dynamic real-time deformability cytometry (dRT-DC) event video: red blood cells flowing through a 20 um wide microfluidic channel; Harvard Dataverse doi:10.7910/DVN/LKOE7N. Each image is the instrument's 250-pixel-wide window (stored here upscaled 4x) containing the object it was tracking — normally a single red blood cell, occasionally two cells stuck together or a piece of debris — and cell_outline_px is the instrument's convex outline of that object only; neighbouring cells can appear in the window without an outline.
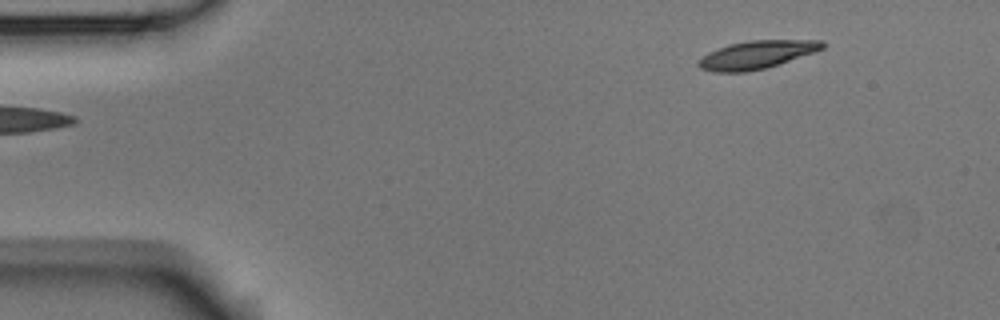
{"species": "Egyptian fruit bat (a non-hibernating species)", "species_latin": "Rousettus aegyptiacus", "temperature_condition": "room temperature", "stored_images_in_passage": 3, "camera_frame_rate_fps": 3000, "um_per_image_px": 0.085, "animal": {"sex": "male"}, "frame": {"image": 1, "passage_image": 3, "time_ms": 0.667, "image_size_px": [1000, 320], "cell_outline_px": [[824, 48], [816, 52], [764, 68], [748, 72], [712, 72], [700, 68], [696, 64], [696, 60], [708, 52], [728, 44], [752, 40], [824, 40]], "centroid_in_image_um": [64.28, 4.65], "position_along_channel_um": 20.7, "area_um2": 20.35}}